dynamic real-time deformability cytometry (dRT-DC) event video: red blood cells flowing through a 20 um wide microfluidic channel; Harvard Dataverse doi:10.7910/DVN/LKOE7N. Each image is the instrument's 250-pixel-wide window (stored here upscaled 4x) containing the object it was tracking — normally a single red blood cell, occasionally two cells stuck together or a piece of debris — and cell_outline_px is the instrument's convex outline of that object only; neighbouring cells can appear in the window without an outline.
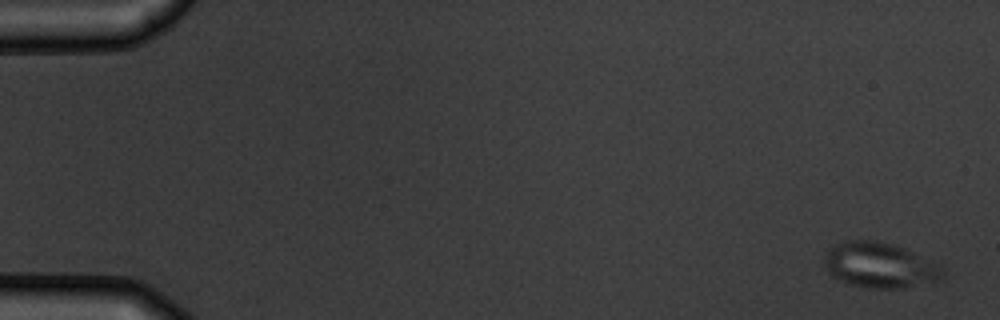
{"species": "common noctule bat (a hibernating species)", "species_latin": "Nyctalus noctula", "temperature_condition": "warm", "stored_images_in_passage": 6, "camera_frame_rate_fps": 3000, "um_per_image_px": 0.085, "animal": {"sex": "male", "body_mass_g": 19.5, "forearm_length_mm": 54.6}, "frame": {"image": 1, "passage_image": 6, "time_ms": 6.667, "image_size_px": [1000, 320], "cell_outline_px": [[944, 280], [904, 288], [868, 288], [836, 280], [828, 272], [824, 264], [824, 256], [828, 248], [836, 244], [848, 240], [876, 240], [896, 244], [940, 264], [944, 272]], "centroid_in_image_um": [74.8, 22.54], "position_along_channel_um": 10.2, "area_um2": 31.85}}